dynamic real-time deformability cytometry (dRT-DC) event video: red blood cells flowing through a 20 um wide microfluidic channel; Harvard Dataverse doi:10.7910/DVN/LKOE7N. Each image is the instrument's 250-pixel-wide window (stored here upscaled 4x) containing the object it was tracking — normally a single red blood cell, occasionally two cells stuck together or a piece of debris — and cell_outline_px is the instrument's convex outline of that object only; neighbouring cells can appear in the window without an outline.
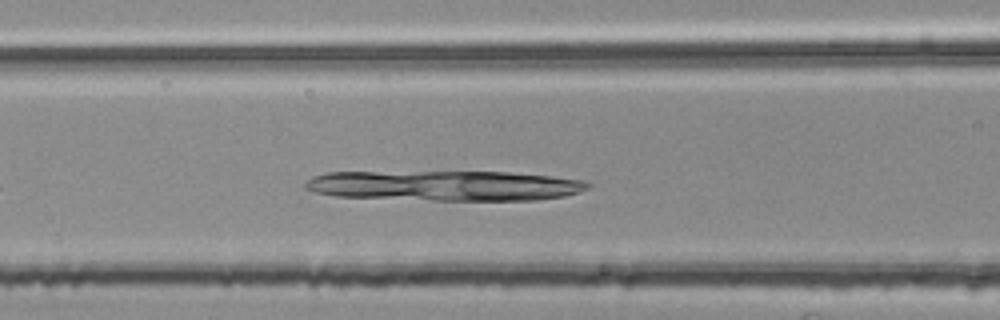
{"species": "common noctule bat (a hibernating species)", "species_latin": "Nyctalus noctula", "temperature_condition": "room temperature", "stored_images_in_passage": 28, "segment_of_instrument_passage": [1, 2], "camera_frame_rate_fps": 3000, "um_per_image_px": 0.085, "animal": {"sex": "female", "body_mass_g": 25.1}, "frame": {"image": 1, "passage_image": 9, "time_ms": 2.667, "image_size_px": [1000, 320], "cell_outline_px": [[592, 184], [588, 188], [580, 192], [564, 196], [536, 200], [432, 200], [336, 196], [312, 192], [304, 188], [304, 184], [312, 176], [328, 172], [508, 172], [552, 176], [584, 180]], "centroid_in_image_um": [37.82, 15.78], "position_along_channel_um": 128.8, "area_um2": 49.88}}